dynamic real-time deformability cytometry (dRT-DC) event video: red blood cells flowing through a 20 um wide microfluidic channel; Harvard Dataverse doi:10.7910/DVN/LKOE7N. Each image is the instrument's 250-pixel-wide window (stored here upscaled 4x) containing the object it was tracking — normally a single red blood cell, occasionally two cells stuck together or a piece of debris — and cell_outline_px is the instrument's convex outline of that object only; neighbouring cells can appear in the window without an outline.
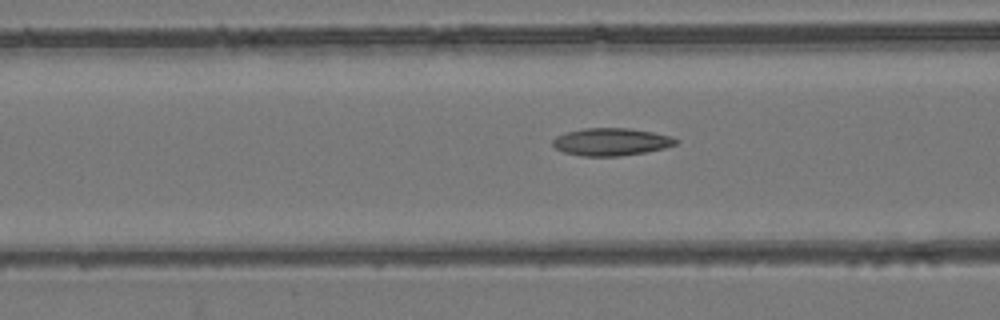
{"species": "common noctule bat (a hibernating species)", "species_latin": "Nyctalus noctula", "temperature_condition": "room temperature", "stored_images_in_passage": 50, "camera_frame_rate_fps": 3000, "um_per_image_px": 0.085, "animal": {"sex": "female", "body_mass_g": 24.6, "forearm_length_mm": 56.2}, "frame": {"image": 1, "passage_image": 17, "time_ms": 5.333, "image_size_px": [1000, 320], "cell_outline_px": [[680, 140], [676, 144], [664, 148], [644, 152], [620, 156], [584, 156], [564, 152], [556, 148], [552, 144], [552, 140], [556, 136], [568, 132], [584, 128], [628, 128], [652, 132], [672, 136]], "centroid_in_image_um": [51.96, 12.05], "position_along_channel_um": 114.6, "area_um2": 19.65}}
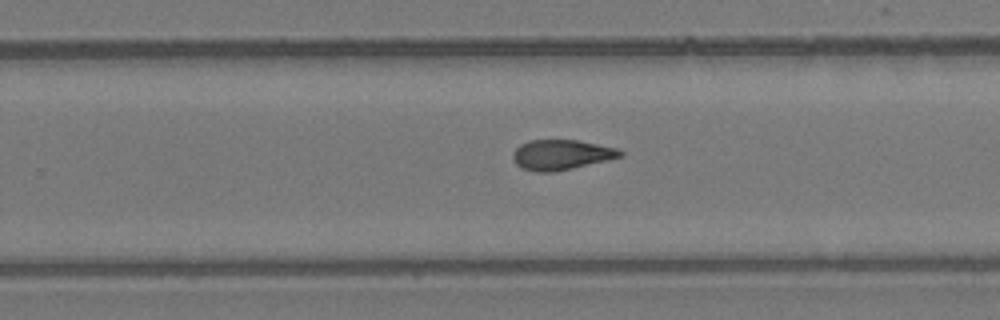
{"frame": {"image": 2, "passage_image": 30, "time_ms": 9.667, "image_size_px": [1000, 320], "cell_outline_px": [[624, 156], [608, 160], [572, 168], [552, 172], [536, 172], [520, 168], [512, 160], [512, 152], [520, 144], [528, 140], [576, 140], [616, 148], [624, 152]], "centroid_in_image_um": [47.67, 13.16], "position_along_channel_um": 282.1, "area_um2": 18.9}}
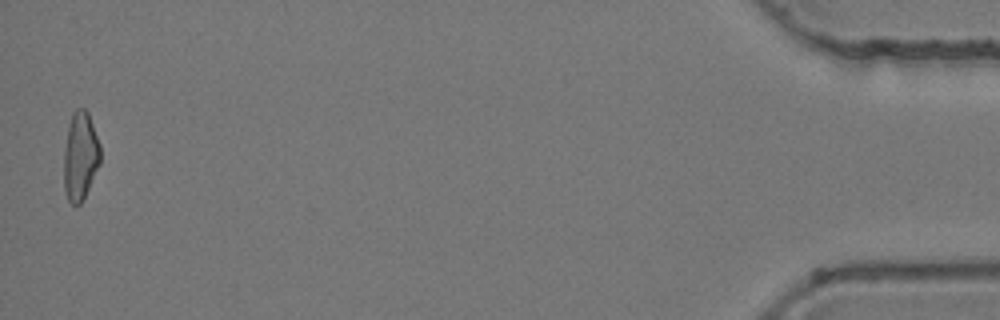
{"frame": {"image": 3, "passage_image": 49, "time_ms": 16.0, "image_size_px": [1000, 320], "cell_outline_px": [[100, 164], [80, 204], [72, 204], [68, 200], [64, 188], [64, 148], [68, 124], [72, 112], [76, 108], [84, 108], [88, 112], [100, 144]], "centroid_in_image_um": [6.82, 13.22], "position_along_channel_um": 428.4, "area_um2": 18.79}, "authors_computed_cell_mechanics": {"area_um2": 19.2185, "velocity_mm_per_s": 3.8647, "shape_relaxation_time_tau1_ms": null, "shape_relaxation_time_tau2_ms": 3.3658, "deformation_change_tau1": null, "deformation_change_tau2": 0.114}}